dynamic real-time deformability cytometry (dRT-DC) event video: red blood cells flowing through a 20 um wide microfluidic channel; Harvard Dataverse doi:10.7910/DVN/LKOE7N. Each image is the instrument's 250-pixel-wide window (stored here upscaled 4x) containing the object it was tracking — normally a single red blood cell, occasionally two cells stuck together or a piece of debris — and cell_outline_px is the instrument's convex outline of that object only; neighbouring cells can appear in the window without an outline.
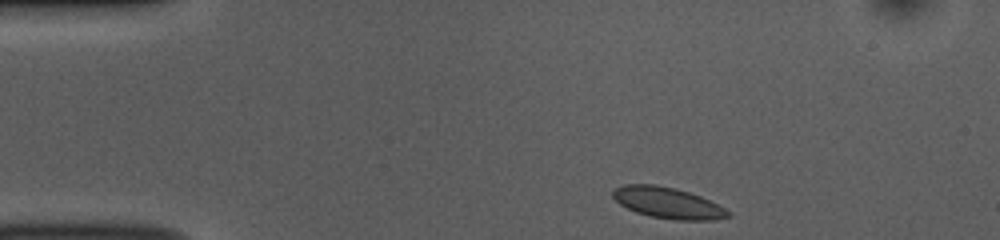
{"species": "common noctule bat (a hibernating species)", "species_latin": "Nyctalus noctula", "temperature_condition": "room temperature", "stored_images_in_passage": 44, "camera_frame_rate_fps": 3000, "um_per_image_px": 0.085, "animal": {"sex": "female", "body_mass_g": 10.0, "forearm_length_mm": 53.1}, "frame": {"image": 1, "passage_image": 1, "time_ms": 0.0, "image_size_px": [1000, 240], "cell_outline_px": [[732, 216], [712, 220], [676, 220], [648, 216], [636, 212], [620, 204], [612, 196], [612, 192], [616, 188], [624, 184], [656, 184], [688, 192], [700, 196], [732, 212]], "centroid_in_image_um": [56.76, 17.25], "position_along_channel_um": 28.2, "area_um2": 20.75}}
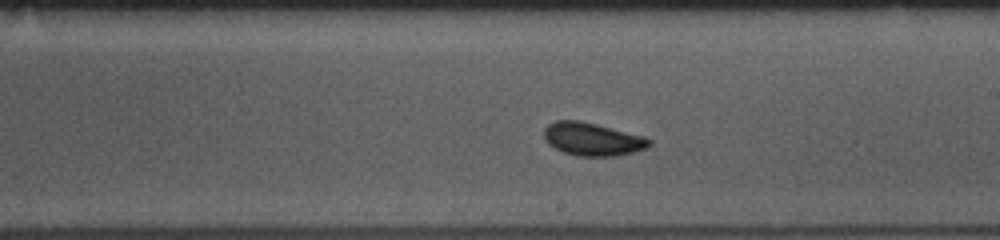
{"frame": {"image": 2, "passage_image": 22, "time_ms": 7.0, "image_size_px": [1000, 240], "cell_outline_px": [[652, 144], [648, 148], [616, 156], [576, 156], [564, 152], [548, 144], [544, 140], [544, 128], [548, 124], [556, 120], [580, 120], [596, 124], [640, 136], [652, 140]], "centroid_in_image_um": [50.32, 11.83], "position_along_channel_um": 238.7, "area_um2": 20.11}}
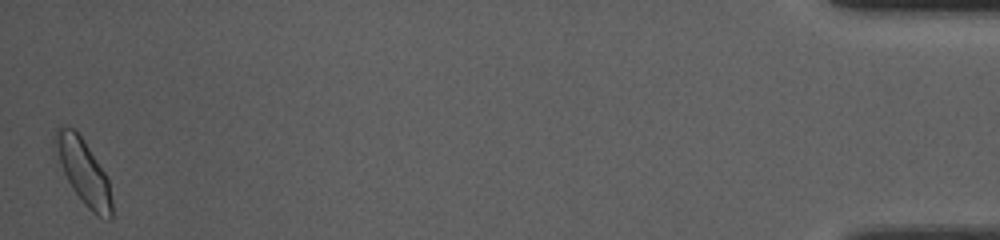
{"frame": {"image": 3, "passage_image": 44, "time_ms": 14.333, "image_size_px": [1000, 240], "cell_outline_px": [[112, 220], [108, 220], [96, 216], [84, 204], [72, 188], [52, 148], [56, 128], [60, 124], [64, 124], [72, 128], [80, 136], [104, 172], [108, 180], [112, 200]], "centroid_in_image_um": [7.06, 14.59], "position_along_channel_um": 428.1, "area_um2": 21.33}, "authors_computed_cell_mechanics": {"area_um2": 19.6809, "velocity_mm_per_s": 3.8095, "shape_relaxation_time_tau1_ms": 2.788, "shape_relaxation_time_tau2_ms": 1.1303, "deformation_change_tau1": 0.0721, "deformation_change_tau2": 0.0464}}